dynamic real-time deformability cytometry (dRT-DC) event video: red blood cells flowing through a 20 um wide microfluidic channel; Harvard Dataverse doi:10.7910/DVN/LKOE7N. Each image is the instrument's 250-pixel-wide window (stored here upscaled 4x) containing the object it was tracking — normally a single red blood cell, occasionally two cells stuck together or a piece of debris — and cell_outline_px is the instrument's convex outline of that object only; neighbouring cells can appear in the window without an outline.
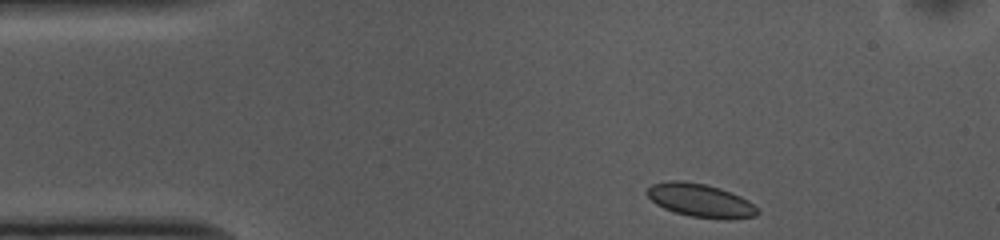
{"species": "common noctule bat (a hibernating species)", "species_latin": "Nyctalus noctula", "temperature_condition": "cold", "stored_images_in_passage": 39, "camera_frame_rate_fps": 3000, "um_per_image_px": 0.085, "animal": {"sex": "female", "body_mass_g": 10.0, "forearm_length_mm": 53.1}, "frame": {"image": 1, "passage_image": 1, "time_ms": 0.0, "image_size_px": [1000, 240], "cell_outline_px": [[760, 212], [756, 216], [732, 220], [724, 220], [692, 216], [676, 212], [664, 208], [656, 204], [648, 196], [648, 188], [652, 184], [668, 180], [680, 180], [704, 184], [720, 188], [740, 196], [748, 200]], "centroid_in_image_um": [59.56, 17.05], "position_along_channel_um": 25.4, "area_um2": 21.39}}
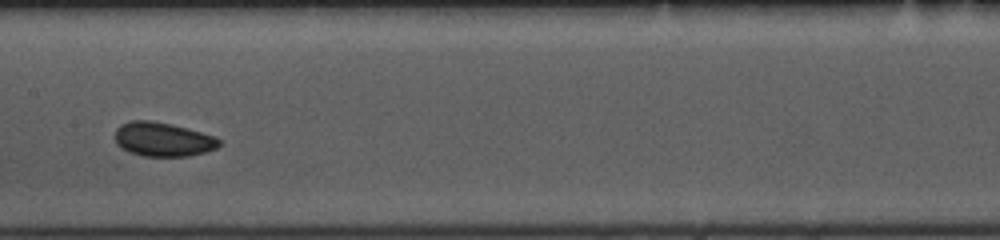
{"frame": {"image": 2, "passage_image": 19, "time_ms": 6.0, "image_size_px": [1000, 240], "cell_outline_px": [[220, 144], [216, 148], [204, 152], [188, 156], [144, 156], [128, 152], [120, 148], [116, 144], [116, 128], [120, 124], [132, 120], [152, 120], [172, 124], [216, 136], [220, 140]], "centroid_in_image_um": [13.82, 11.84], "position_along_channel_um": 193.6, "area_um2": 20.81}}
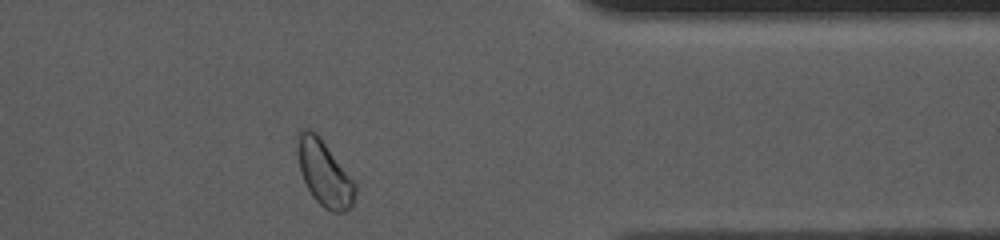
{"frame": {"image": 3, "passage_image": 36, "time_ms": 11.667, "image_size_px": [1000, 240], "cell_outline_px": [[356, 192], [352, 208], [344, 212], [332, 212], [324, 208], [312, 196], [300, 172], [296, 136], [296, 132], [304, 128], [308, 128], [316, 132], [320, 136], [356, 184]], "centroid_in_image_um": [27.56, 14.71], "position_along_channel_um": 383.8, "area_um2": 22.14}}